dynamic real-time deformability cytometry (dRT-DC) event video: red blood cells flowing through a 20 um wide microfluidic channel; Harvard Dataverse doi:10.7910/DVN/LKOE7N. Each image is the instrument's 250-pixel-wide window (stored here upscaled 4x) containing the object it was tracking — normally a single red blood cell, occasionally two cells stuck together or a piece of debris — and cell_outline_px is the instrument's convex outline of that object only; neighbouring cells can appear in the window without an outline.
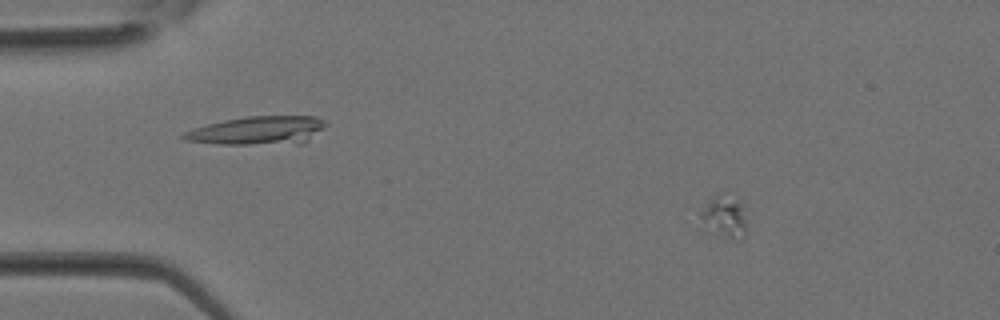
{"species": "Egyptian fruit bat (a non-hibernating species)", "species_latin": "Rousettus aegyptiacus", "temperature_condition": "room temperature", "stored_images_in_passage": 35, "camera_frame_rate_fps": 3000, "um_per_image_px": 0.085, "animal": {"sex": "female"}, "frame": {"image": 1, "passage_image": 6, "time_ms": 1.667, "image_size_px": [1000, 320], "cell_outline_px": [[744, 236], [740, 240], [716, 236], [704, 232], [700, 228], [700, 212], [716, 192], [724, 192], [736, 200], [740, 204], [744, 220]], "centroid_in_image_um": [61.44, 18.47], "position_along_channel_um": 23.6, "area_um2": 11.68}}